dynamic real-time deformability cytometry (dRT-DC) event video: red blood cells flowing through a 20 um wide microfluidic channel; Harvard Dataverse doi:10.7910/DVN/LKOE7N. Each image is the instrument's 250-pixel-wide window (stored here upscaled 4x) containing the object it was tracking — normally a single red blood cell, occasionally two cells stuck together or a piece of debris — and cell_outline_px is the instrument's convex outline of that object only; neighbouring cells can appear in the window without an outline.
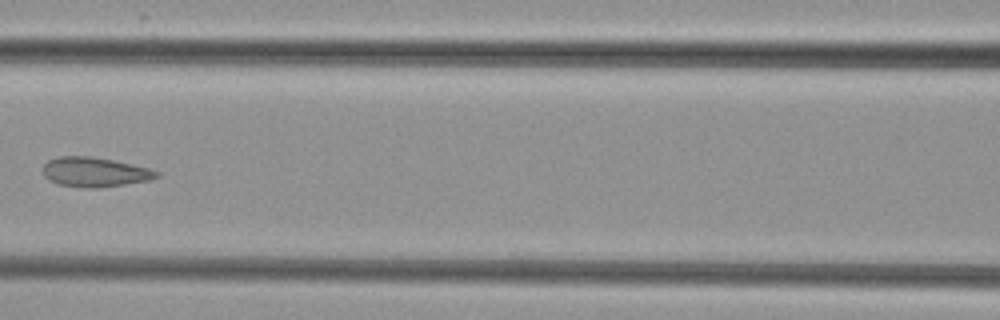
{"species": "common noctule bat (a hibernating species)", "species_latin": "Nyctalus noctula", "temperature_condition": "cold", "stored_images_in_passage": 6, "camera_frame_rate_fps": 3000, "um_per_image_px": 0.085, "animal": {"sex": "female", "body_mass_g": 29.2, "forearm_length_mm": 56.3}, "frame": {"image": 1, "passage_image": 6, "time_ms": 7.0, "image_size_px": [1000, 320], "cell_outline_px": [[160, 176], [152, 180], [96, 188], [84, 188], [56, 184], [48, 180], [44, 176], [44, 164], [48, 160], [60, 156], [92, 156], [132, 164], [148, 168], [160, 172]], "centroid_in_image_um": [8.06, 14.63], "position_along_channel_um": 158.5, "area_um2": 19.71}}